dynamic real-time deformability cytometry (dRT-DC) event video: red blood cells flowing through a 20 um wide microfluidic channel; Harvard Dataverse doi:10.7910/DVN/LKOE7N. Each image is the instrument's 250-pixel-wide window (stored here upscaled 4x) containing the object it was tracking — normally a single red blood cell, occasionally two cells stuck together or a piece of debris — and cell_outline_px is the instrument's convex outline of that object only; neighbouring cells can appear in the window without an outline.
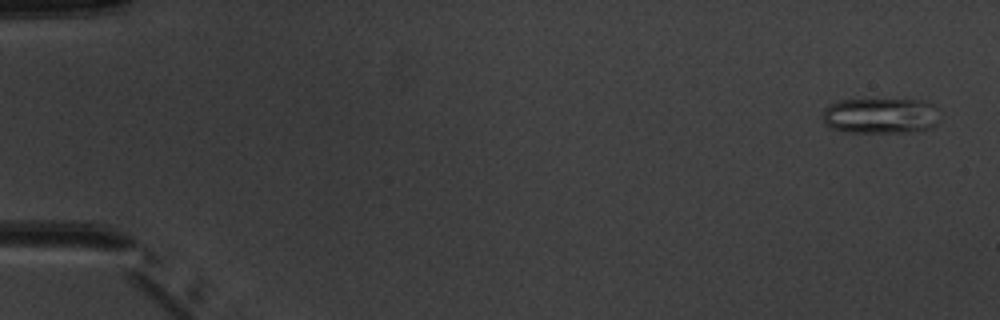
{"species": "common noctule bat (a hibernating species)", "species_latin": "Nyctalus noctula", "temperature_condition": "warm", "stored_images_in_passage": 3, "camera_frame_rate_fps": 3000, "um_per_image_px": 0.085, "animal": {"sex": "male", "body_mass_g": 20.1, "forearm_length_mm": 53.5}, "frame": {"image": 1, "passage_image": 1, "time_ms": 0.0, "image_size_px": [1000, 320], "cell_outline_px": [[936, 124], [932, 128], [908, 132], [844, 132], [832, 128], [820, 116], [824, 108], [828, 104], [840, 100], [924, 100], [932, 104]], "centroid_in_image_um": [74.76, 9.84], "position_along_channel_um": 10.2, "area_um2": 24.04}}